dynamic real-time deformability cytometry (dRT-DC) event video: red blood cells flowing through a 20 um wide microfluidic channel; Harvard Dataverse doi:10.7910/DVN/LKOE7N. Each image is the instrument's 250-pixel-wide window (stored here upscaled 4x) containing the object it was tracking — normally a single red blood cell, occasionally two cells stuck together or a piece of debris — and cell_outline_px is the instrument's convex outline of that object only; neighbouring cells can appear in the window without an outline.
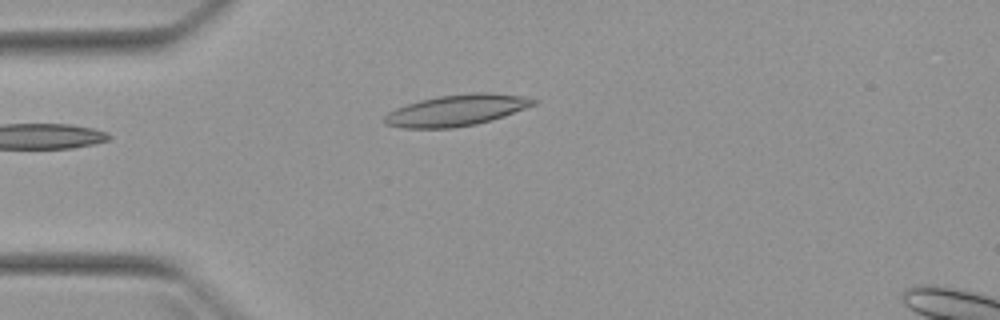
{"species": "Egyptian fruit bat (a non-hibernating species)", "species_latin": "Rousettus aegyptiacus", "temperature_condition": "warm", "stored_images_in_passage": 2, "camera_frame_rate_fps": 3000, "um_per_image_px": 0.085, "animal": {"sex": "female"}, "frame": {"image": 1, "passage_image": 2, "time_ms": 2.0, "image_size_px": [1000, 320], "cell_outline_px": [[540, 100], [536, 104], [504, 116], [492, 120], [476, 124], [452, 128], [404, 128], [384, 124], [384, 116], [388, 112], [396, 108], [420, 100], [436, 96], [472, 92], [488, 92], [520, 96]], "centroid_in_image_um": [38.8, 9.37], "position_along_channel_um": 46.2, "area_um2": 27.17}}